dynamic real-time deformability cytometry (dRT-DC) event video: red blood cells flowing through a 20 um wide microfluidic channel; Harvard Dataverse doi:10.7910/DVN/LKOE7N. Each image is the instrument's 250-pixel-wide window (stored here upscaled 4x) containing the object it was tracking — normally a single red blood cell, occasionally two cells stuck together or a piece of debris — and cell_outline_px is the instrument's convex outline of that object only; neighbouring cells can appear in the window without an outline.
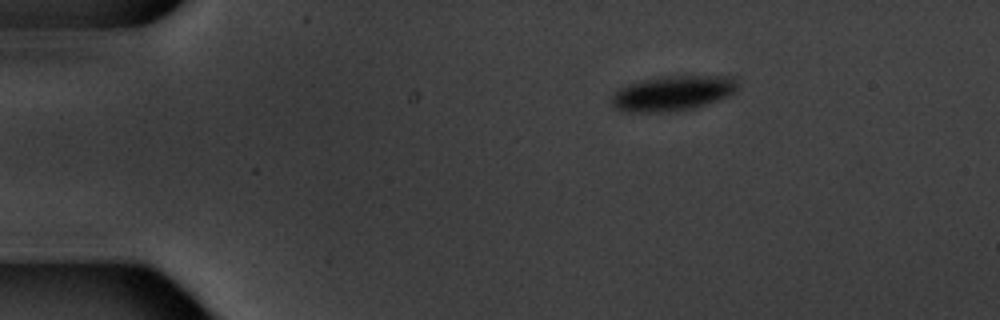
{"species": "common noctule bat (a hibernating species)", "species_latin": "Nyctalus noctula", "temperature_condition": "warm", "stored_images_in_passage": 3, "camera_frame_rate_fps": 3000, "um_per_image_px": 0.085, "animal": {"sex": "male", "body_mass_g": 20.1, "forearm_length_mm": 53.5}, "frame": {"image": 1, "passage_image": 1, "time_ms": 0.0, "image_size_px": [1000, 320], "cell_outline_px": [[736, 88], [728, 96], [692, 108], [668, 112], [624, 112], [616, 108], [612, 104], [612, 96], [620, 88], [628, 84], [644, 80], [664, 76], [728, 76], [736, 84]], "centroid_in_image_um": [57.11, 7.93], "position_along_channel_um": 27.9, "area_um2": 25.14}}